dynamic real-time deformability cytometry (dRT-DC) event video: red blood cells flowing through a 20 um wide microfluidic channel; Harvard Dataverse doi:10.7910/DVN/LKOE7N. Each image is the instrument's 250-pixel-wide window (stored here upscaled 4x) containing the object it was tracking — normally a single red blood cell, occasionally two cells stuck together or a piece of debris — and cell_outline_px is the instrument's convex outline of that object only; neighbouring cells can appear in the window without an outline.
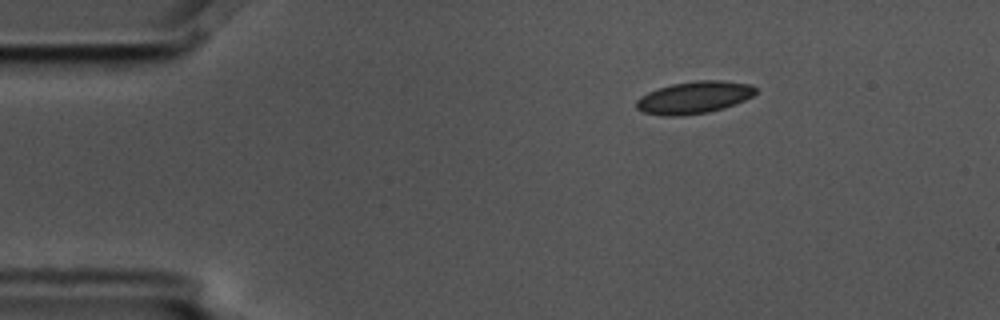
{"species": "common noctule bat (a hibernating species)", "species_latin": "Nyctalus noctula", "temperature_condition": "cold", "stored_images_in_passage": 3, "camera_frame_rate_fps": 3000, "um_per_image_px": 0.085, "animal": {"sex": "male", "body_mass_g": 17.5, "forearm_length_mm": 52.3}, "frame": {"image": 1, "passage_image": 1, "time_ms": 0.0, "image_size_px": [1000, 320], "cell_outline_px": [[756, 92], [752, 96], [736, 104], [724, 108], [708, 112], [680, 116], [664, 116], [640, 112], [636, 108], [636, 100], [640, 96], [648, 92], [672, 84], [696, 80], [720, 80], [752, 84], [756, 88]], "centroid_in_image_um": [58.99, 8.29], "position_along_channel_um": 26.0, "area_um2": 22.54}}